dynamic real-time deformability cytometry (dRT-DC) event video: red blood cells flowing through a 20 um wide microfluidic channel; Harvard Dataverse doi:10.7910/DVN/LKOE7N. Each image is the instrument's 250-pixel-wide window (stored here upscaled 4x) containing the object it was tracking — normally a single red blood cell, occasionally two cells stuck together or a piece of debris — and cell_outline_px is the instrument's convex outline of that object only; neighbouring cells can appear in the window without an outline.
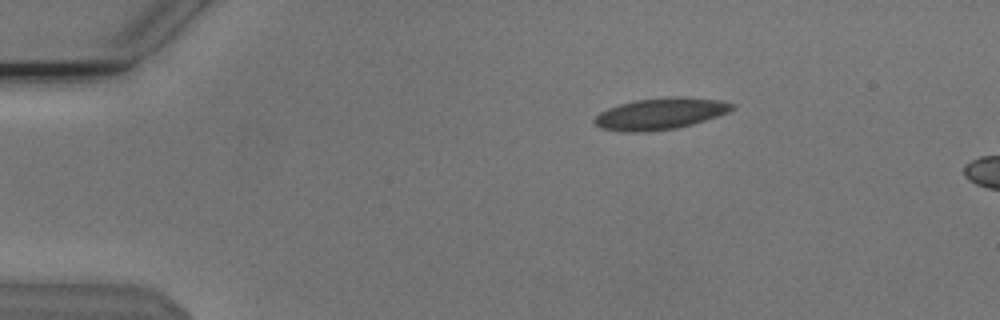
{"species": "Egyptian fruit bat (a non-hibernating species)", "species_latin": "Rousettus aegyptiacus", "temperature_condition": "cold", "stored_images_in_passage": 3, "camera_frame_rate_fps": 3000, "um_per_image_px": 0.085, "animal": {"sex": "male"}, "frame": {"image": 1, "passage_image": 1, "time_ms": 0.0, "image_size_px": [1000, 320], "cell_outline_px": [[736, 108], [728, 112], [692, 124], [676, 128], [644, 132], [624, 132], [600, 128], [592, 120], [600, 112], [608, 108], [620, 104], [636, 100], [668, 96], [688, 96], [720, 100], [736, 104]], "centroid_in_image_um": [56.14, 9.65], "position_along_channel_um": 28.9, "area_um2": 25.43}}